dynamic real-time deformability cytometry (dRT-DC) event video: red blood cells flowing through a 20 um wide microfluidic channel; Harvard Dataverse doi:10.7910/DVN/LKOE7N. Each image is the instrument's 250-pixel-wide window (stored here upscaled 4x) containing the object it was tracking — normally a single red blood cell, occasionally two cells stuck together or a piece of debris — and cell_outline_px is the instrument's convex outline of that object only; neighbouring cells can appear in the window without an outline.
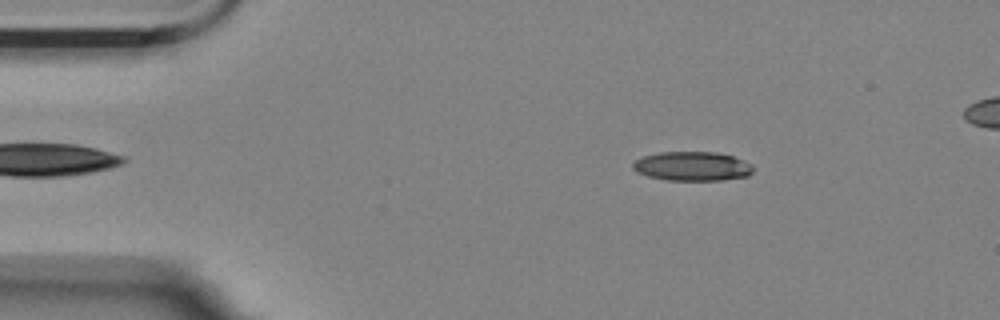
{"species": "Egyptian fruit bat (a non-hibernating species)", "species_latin": "Rousettus aegyptiacus", "temperature_condition": "room temperature", "stored_images_in_passage": 7, "camera_frame_rate_fps": 3000, "um_per_image_px": 0.085, "animal": {"sex": "female"}, "frame": {"image": 1, "passage_image": 4, "time_ms": 1.0, "image_size_px": [1000, 320], "cell_outline_px": [[752, 172], [748, 176], [724, 180], [668, 180], [648, 176], [636, 172], [632, 168], [632, 164], [636, 160], [644, 156], [660, 152], [716, 152], [732, 156], [752, 164]], "centroid_in_image_um": [58.84, 14.13], "position_along_channel_um": 26.2, "area_um2": 20.4}}